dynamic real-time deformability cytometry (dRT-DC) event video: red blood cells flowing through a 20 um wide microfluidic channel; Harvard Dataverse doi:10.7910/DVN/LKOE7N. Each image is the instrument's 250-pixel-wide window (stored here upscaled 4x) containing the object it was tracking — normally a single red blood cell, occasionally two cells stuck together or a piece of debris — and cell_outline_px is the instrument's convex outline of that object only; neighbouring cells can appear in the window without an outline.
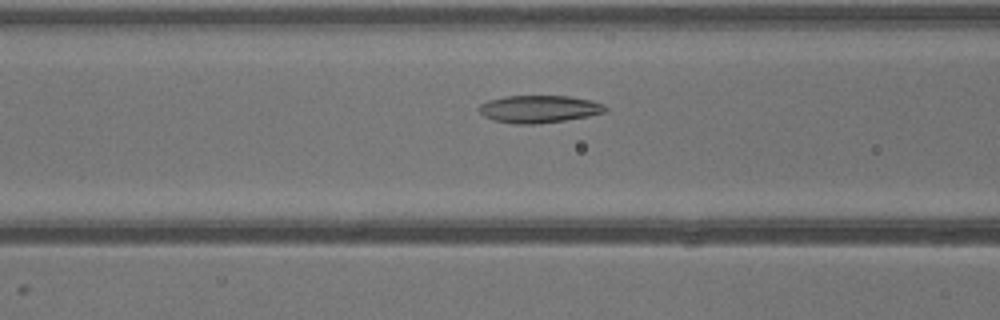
{"species": "common noctule bat (a hibernating species)", "species_latin": "Nyctalus noctula", "temperature_condition": "warm", "stored_images_in_passage": 35, "camera_frame_rate_fps": 3000, "um_per_image_px": 0.085, "animal": {"sex": "male", "body_mass_g": 13.3}, "frame": {"image": 1, "passage_image": 11, "time_ms": 3.333, "image_size_px": [1000, 320], "cell_outline_px": [[608, 108], [604, 112], [588, 116], [564, 120], [532, 124], [516, 124], [492, 120], [484, 116], [476, 108], [480, 104], [488, 100], [504, 96], [568, 96], [592, 100], [604, 104]], "centroid_in_image_um": [45.79, 9.26], "position_along_channel_um": 120.8, "area_um2": 20.23}}
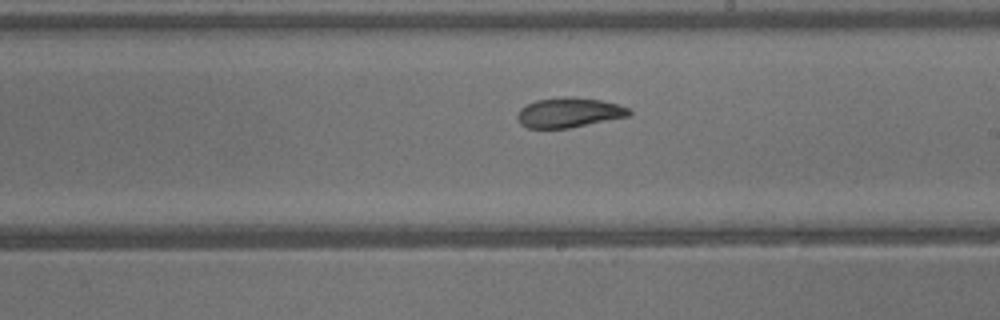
{"frame": {"image": 2, "passage_image": 18, "time_ms": 5.667, "image_size_px": [1000, 320], "cell_outline_px": [[632, 112], [628, 116], [568, 128], [528, 128], [520, 124], [516, 116], [520, 108], [536, 100], [564, 96], [572, 96], [600, 100], [620, 104], [628, 108]], "centroid_in_image_um": [48.35, 9.56], "position_along_channel_um": 240.7, "area_um2": 19.42}}
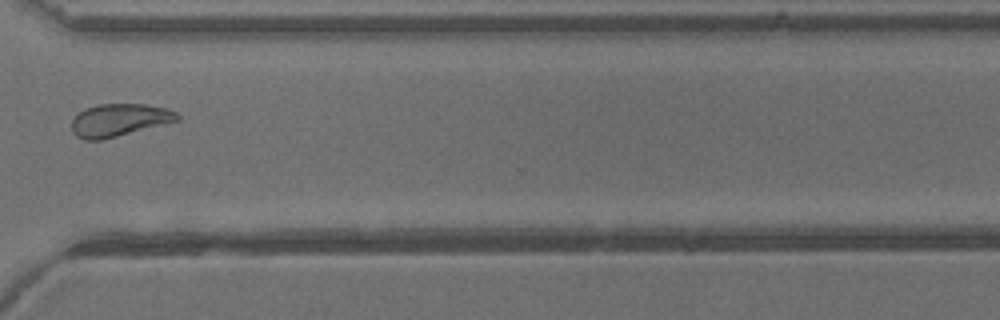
{"frame": {"image": 3, "passage_image": 25, "time_ms": 8.0, "image_size_px": [1000, 320], "cell_outline_px": [[180, 120], [100, 140], [84, 140], [76, 136], [72, 132], [72, 120], [84, 108], [100, 104], [144, 104], [164, 108], [176, 112], [180, 116]], "centroid_in_image_um": [10.11, 10.2], "position_along_channel_um": 360.5, "area_um2": 19.83}}